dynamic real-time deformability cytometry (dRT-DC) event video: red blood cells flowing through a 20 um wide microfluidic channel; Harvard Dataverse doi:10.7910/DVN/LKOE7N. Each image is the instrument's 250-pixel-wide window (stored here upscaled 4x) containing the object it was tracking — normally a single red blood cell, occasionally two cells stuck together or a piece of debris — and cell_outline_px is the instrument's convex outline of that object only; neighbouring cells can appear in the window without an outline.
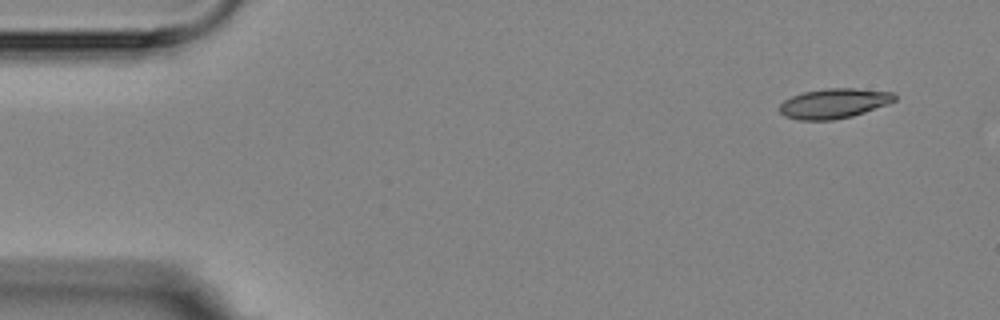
{"species": "Egyptian fruit bat (a non-hibernating species)", "species_latin": "Rousettus aegyptiacus", "temperature_condition": "room temperature", "stored_images_in_passage": 6, "segment_of_instrument_passage": [2, 2], "camera_frame_rate_fps": 3000, "um_per_image_px": 0.085, "animal": {"sex": "female"}, "frame": {"image": 1, "passage_image": 6, "time_ms": 7.0, "image_size_px": [1000, 320], "cell_outline_px": [[896, 100], [888, 104], [852, 116], [832, 120], [800, 120], [784, 116], [780, 112], [780, 104], [784, 100], [792, 96], [804, 92], [824, 88], [856, 88], [892, 92], [896, 96]], "centroid_in_image_um": [70.89, 8.78], "position_along_channel_um": 14.1, "area_um2": 20.0}}